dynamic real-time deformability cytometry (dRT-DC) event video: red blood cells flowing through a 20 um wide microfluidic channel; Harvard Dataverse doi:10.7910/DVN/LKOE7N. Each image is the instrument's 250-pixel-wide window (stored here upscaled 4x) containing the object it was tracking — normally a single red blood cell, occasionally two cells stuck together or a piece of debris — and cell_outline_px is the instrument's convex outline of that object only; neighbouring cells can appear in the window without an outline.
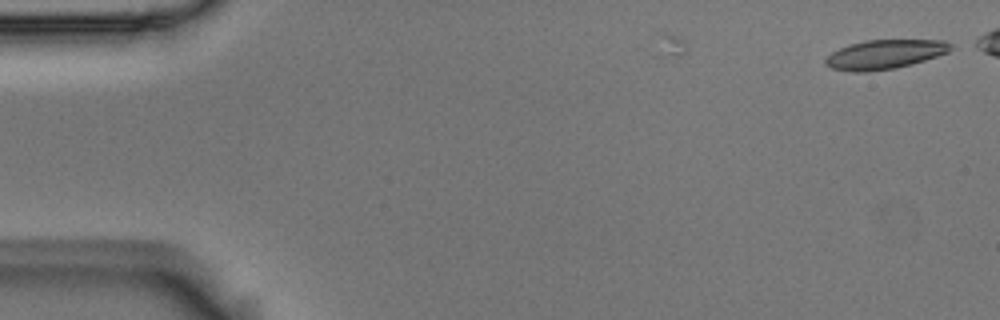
{"species": "Egyptian fruit bat (a non-hibernating species)", "species_latin": "Rousettus aegyptiacus", "temperature_condition": "room temperature", "stored_images_in_passage": 9, "camera_frame_rate_fps": 3000, "um_per_image_px": 0.085, "animal": {"sex": "male"}, "frame": {"image": 1, "passage_image": 1, "time_ms": 0.0, "image_size_px": [1000, 320], "cell_outline_px": [[952, 48], [948, 52], [912, 64], [896, 68], [868, 72], [852, 72], [832, 68], [824, 64], [824, 60], [832, 52], [848, 44], [868, 40], [944, 40], [952, 44]], "centroid_in_image_um": [75.19, 4.62], "position_along_channel_um": 9.8, "area_um2": 21.33}}